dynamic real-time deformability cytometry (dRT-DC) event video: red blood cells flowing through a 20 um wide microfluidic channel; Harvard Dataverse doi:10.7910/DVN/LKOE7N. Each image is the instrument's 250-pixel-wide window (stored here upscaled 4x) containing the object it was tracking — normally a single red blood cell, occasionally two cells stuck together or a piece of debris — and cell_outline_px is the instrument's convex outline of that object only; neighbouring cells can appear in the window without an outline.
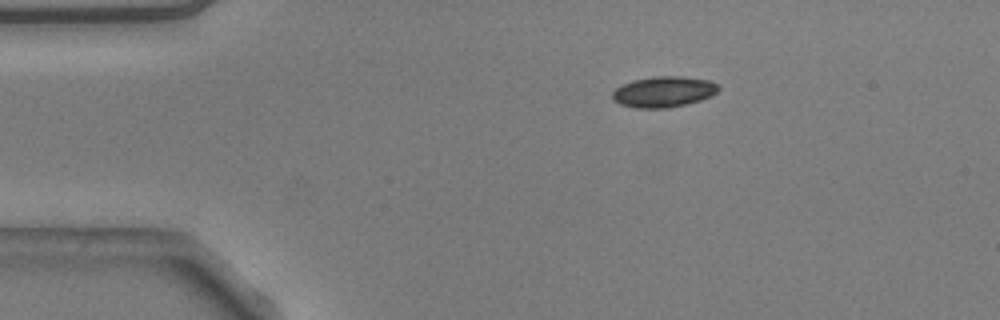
{"species": "common noctule bat (a hibernating species)", "species_latin": "Nyctalus noctula", "temperature_condition": "warm", "stored_images_in_passage": 38, "camera_frame_rate_fps": 3000, "um_per_image_px": 0.085, "animal": {"sex": "male", "body_mass_g": 20.5, "forearm_length_mm": 52.5}, "frame": {"image": 1, "passage_image": 1, "time_ms": 0.0, "image_size_px": [1000, 320], "cell_outline_px": [[720, 88], [712, 96], [700, 100], [668, 108], [636, 108], [620, 104], [612, 100], [612, 92], [616, 88], [624, 84], [636, 80], [652, 76], [680, 76], [708, 80], [720, 84]], "centroid_in_image_um": [56.42, 7.8], "position_along_channel_um": 28.6, "area_um2": 19.02}}
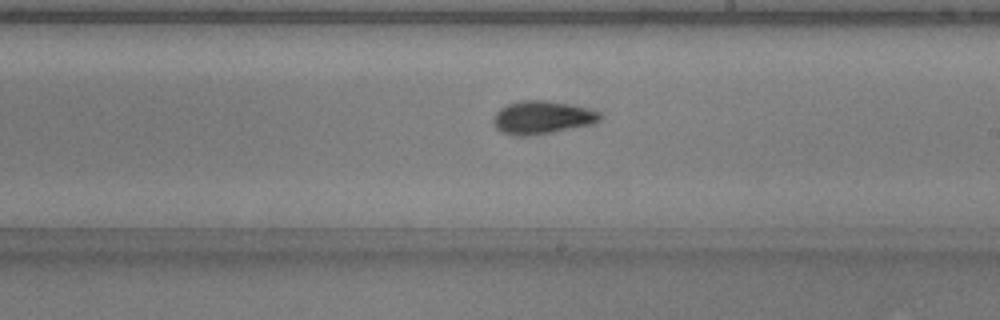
{"frame": {"image": 2, "passage_image": 22, "time_ms": 7.0, "image_size_px": [1000, 320], "cell_outline_px": [[600, 120], [592, 124], [552, 132], [528, 136], [516, 136], [504, 132], [496, 128], [492, 120], [496, 112], [500, 108], [508, 104], [520, 100], [544, 100], [568, 104], [588, 108], [600, 112]], "centroid_in_image_um": [46.06, 9.98], "position_along_channel_um": 242.9, "area_um2": 20.4}}
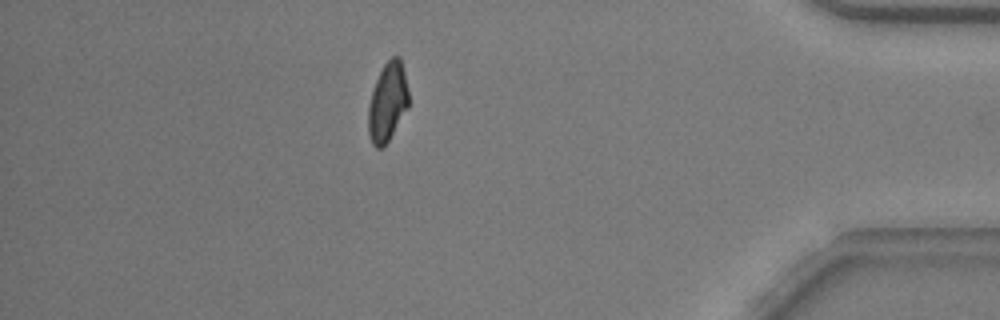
{"frame": {"image": 3, "passage_image": 38, "time_ms": 12.333, "image_size_px": [1000, 320], "cell_outline_px": [[408, 108], [388, 140], [380, 148], [376, 148], [372, 144], [368, 132], [368, 108], [372, 92], [376, 80], [384, 64], [392, 56], [400, 56], [404, 72], [408, 92]], "centroid_in_image_um": [32.94, 8.67], "position_along_channel_um": 402.3, "area_um2": 18.26}, "authors_computed_cell_mechanics": {"area_um2": 19.4208, "velocity_mm_per_s": 3.8115, "shape_relaxation_time_tau1_ms": 5.1121, "shape_relaxation_time_tau2_ms": 3.8997, "deformation_change_tau1": 0.1661, "deformation_change_tau2": 0.0828}}